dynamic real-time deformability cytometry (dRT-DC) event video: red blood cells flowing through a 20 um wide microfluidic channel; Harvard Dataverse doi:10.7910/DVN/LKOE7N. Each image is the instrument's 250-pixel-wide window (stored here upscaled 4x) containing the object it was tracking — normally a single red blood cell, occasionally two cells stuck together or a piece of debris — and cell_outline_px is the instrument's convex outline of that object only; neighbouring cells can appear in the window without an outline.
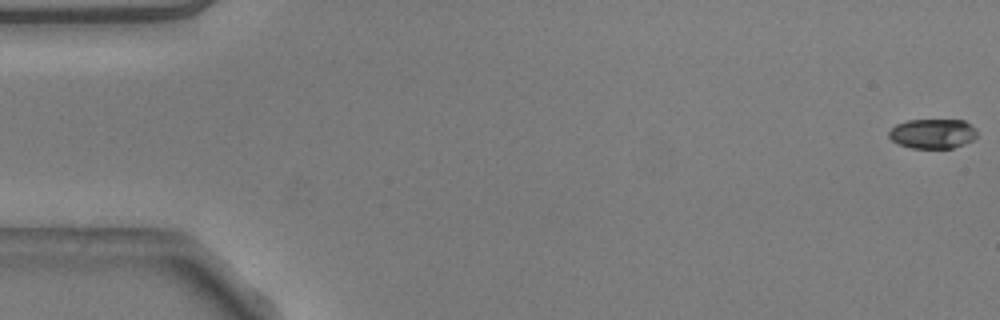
{"species": "common noctule bat (a hibernating species)", "species_latin": "Nyctalus noctula", "temperature_condition": "warm", "stored_images_in_passage": 3, "camera_frame_rate_fps": 3000, "um_per_image_px": 0.085, "animal": {"sex": "male", "body_mass_g": 20.5, "forearm_length_mm": 52.5}, "frame": {"image": 1, "passage_image": 1, "time_ms": 0.0, "image_size_px": [1000, 320], "cell_outline_px": [[976, 136], [972, 140], [964, 144], [952, 148], [912, 148], [900, 144], [892, 140], [888, 136], [888, 132], [896, 124], [908, 120], [964, 120], [976, 128]], "centroid_in_image_um": [79.28, 11.35], "position_along_channel_um": 5.7, "area_um2": 15.2}}